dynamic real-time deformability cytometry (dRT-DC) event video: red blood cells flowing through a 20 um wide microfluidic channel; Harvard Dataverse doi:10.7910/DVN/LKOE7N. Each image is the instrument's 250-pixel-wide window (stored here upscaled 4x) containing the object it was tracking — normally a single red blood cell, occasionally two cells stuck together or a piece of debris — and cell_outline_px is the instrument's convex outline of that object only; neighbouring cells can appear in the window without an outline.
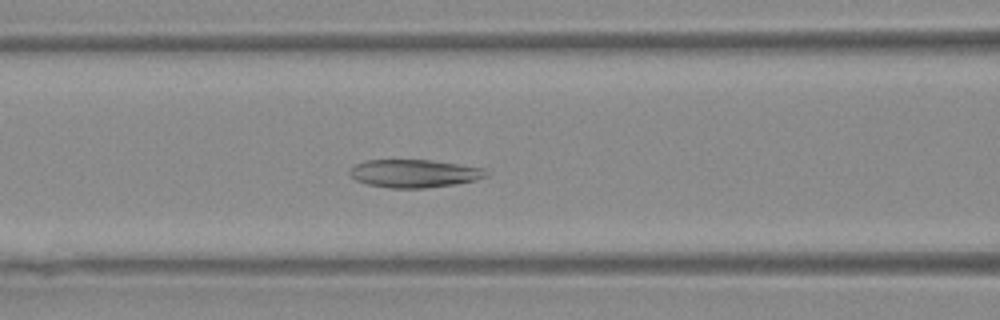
{"species": "Egyptian fruit bat (a non-hibernating species)", "species_latin": "Rousettus aegyptiacus", "temperature_condition": "warm", "stored_images_in_passage": 38, "camera_frame_rate_fps": 3000, "um_per_image_px": 0.085, "animal": {"sex": "female"}, "frame": {"image": 1, "passage_image": 7, "time_ms": 2.0, "image_size_px": [1000, 320], "cell_outline_px": [[488, 176], [472, 180], [452, 184], [424, 188], [392, 188], [368, 184], [356, 180], [348, 172], [356, 164], [364, 160], [428, 160], [484, 168], [488, 172]], "centroid_in_image_um": [35.18, 14.74], "position_along_channel_um": 131.4, "area_um2": 21.85}}
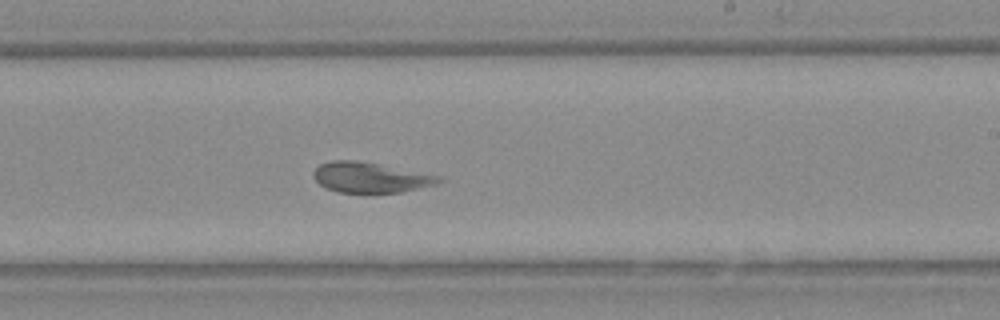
{"frame": {"image": 2, "passage_image": 17, "time_ms": 5.333, "image_size_px": [1000, 320], "cell_outline_px": [[444, 180], [436, 184], [400, 192], [336, 192], [324, 188], [316, 180], [312, 172], [320, 164], [332, 160], [356, 160], [436, 176]], "centroid_in_image_um": [31.38, 15.09], "position_along_channel_um": 257.6, "area_um2": 21.5}}
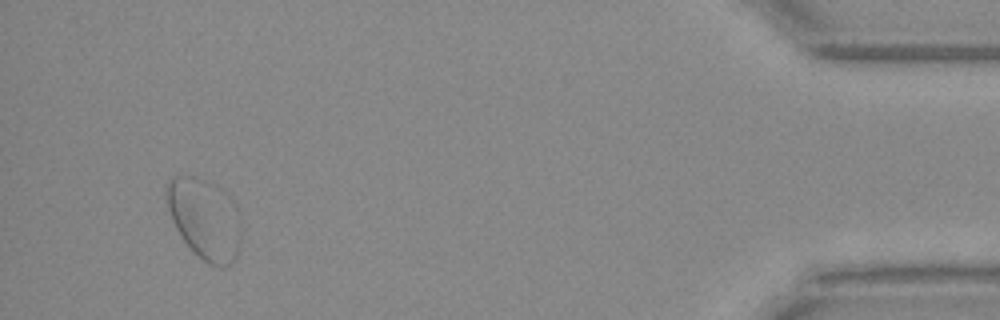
{"frame": {"image": 3, "passage_image": 35, "time_ms": 11.333, "image_size_px": [1000, 320], "cell_outline_px": [[240, 244], [236, 256], [232, 264], [224, 268], [220, 268], [208, 264], [184, 240], [176, 228], [172, 220], [164, 196], [168, 180], [172, 176], [196, 176], [216, 184], [224, 192], [240, 228]], "centroid_in_image_um": [17.33, 18.6], "position_along_channel_um": 417.9, "area_um2": 34.39}}